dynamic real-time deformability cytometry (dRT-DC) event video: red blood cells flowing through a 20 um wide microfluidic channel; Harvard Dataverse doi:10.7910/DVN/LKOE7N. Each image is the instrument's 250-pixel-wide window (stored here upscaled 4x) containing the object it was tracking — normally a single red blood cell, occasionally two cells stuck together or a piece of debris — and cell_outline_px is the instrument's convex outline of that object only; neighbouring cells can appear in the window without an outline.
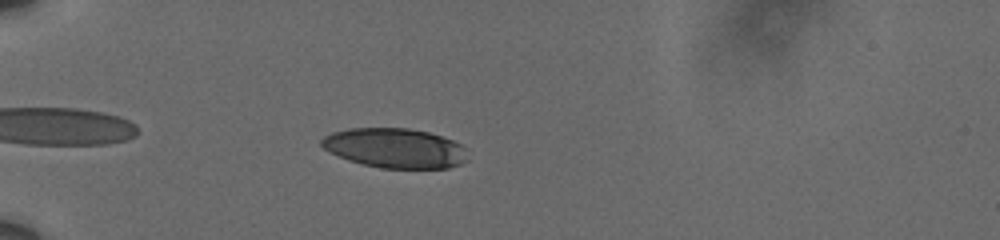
{"species": "human", "species_latin": "Homo sapiens", "temperature_condition": "cold", "stored_images_in_passage": 41, "camera_frame_rate_fps": 3000, "um_per_image_px": 0.085, "donor": {"sex": "male"}, "frame": {"image": 1, "passage_image": 5, "time_ms": 1.333, "image_size_px": [1000, 240], "cell_outline_px": [[468, 160], [460, 164], [448, 168], [380, 168], [348, 160], [324, 148], [320, 144], [320, 140], [324, 136], [332, 132], [348, 128], [408, 128], [428, 132], [452, 140], [460, 144], [464, 148]], "centroid_in_image_um": [33.57, 12.58], "position_along_channel_um": 51.4, "area_um2": 33.64}}
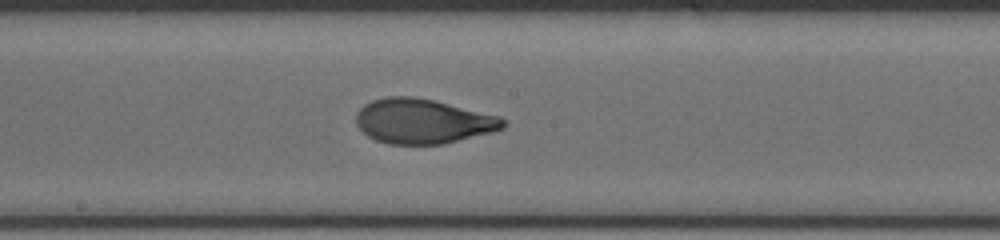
{"frame": {"image": 2, "passage_image": 21, "time_ms": 6.667, "image_size_px": [1000, 240], "cell_outline_px": [[508, 124], [504, 128], [492, 132], [444, 144], [388, 144], [376, 140], [368, 136], [356, 124], [356, 112], [364, 104], [372, 100], [384, 96], [412, 96], [436, 100], [500, 116]], "centroid_in_image_um": [35.95, 10.29], "position_along_channel_um": 212.2, "area_um2": 38.67}}
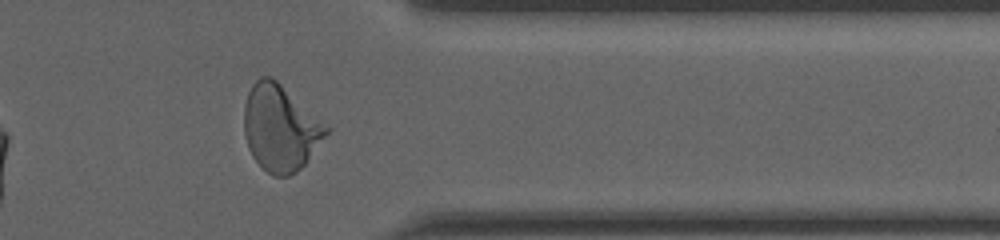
{"frame": {"image": 3, "passage_image": 36, "time_ms": 11.667, "image_size_px": [1000, 240], "cell_outline_px": [[332, 128], [304, 164], [296, 172], [288, 176], [272, 176], [252, 156], [248, 148], [244, 132], [244, 104], [248, 92], [252, 84], [260, 76], [272, 76]], "centroid_in_image_um": [23.83, 10.85], "position_along_channel_um": 387.6, "area_um2": 41.27}, "authors_computed_cell_mechanics": {"area_um2": 37.9168, "velocity_mm_per_s": 3.6013, "shape_relaxation_time_tau1_ms": 3.8565, "shape_relaxation_time_tau2_ms": 0.9372, "deformation_change_tau1": 0.1839, "deformation_change_tau2": 0.0624}}